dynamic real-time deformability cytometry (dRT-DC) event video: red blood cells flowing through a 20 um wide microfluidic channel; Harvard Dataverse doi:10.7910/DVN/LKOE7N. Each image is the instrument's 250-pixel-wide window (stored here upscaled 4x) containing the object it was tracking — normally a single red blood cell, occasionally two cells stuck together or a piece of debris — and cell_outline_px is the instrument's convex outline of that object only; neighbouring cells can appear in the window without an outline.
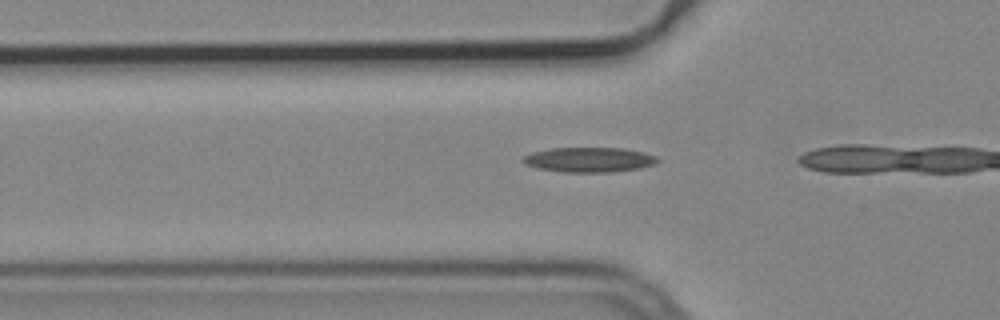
{"species": "common noctule bat (a hibernating species)", "species_latin": "Nyctalus noctula", "temperature_condition": "cold", "stored_images_in_passage": 5, "camera_frame_rate_fps": 3000, "um_per_image_px": 0.085, "animal": {"sex": "male", "body_mass_g": 19.2, "forearm_length_mm": 51.8}, "frame": {"image": 1, "passage_image": 3, "time_ms": 0.667, "image_size_px": [1000, 320], "cell_outline_px": [[660, 160], [656, 164], [640, 168], [608, 172], [564, 172], [540, 168], [524, 164], [520, 160], [524, 156], [532, 152], [552, 148], [624, 148], [644, 152], [656, 156]], "centroid_in_image_um": [50.1, 13.57], "position_along_channel_um": 75.7, "area_um2": 19.48}}